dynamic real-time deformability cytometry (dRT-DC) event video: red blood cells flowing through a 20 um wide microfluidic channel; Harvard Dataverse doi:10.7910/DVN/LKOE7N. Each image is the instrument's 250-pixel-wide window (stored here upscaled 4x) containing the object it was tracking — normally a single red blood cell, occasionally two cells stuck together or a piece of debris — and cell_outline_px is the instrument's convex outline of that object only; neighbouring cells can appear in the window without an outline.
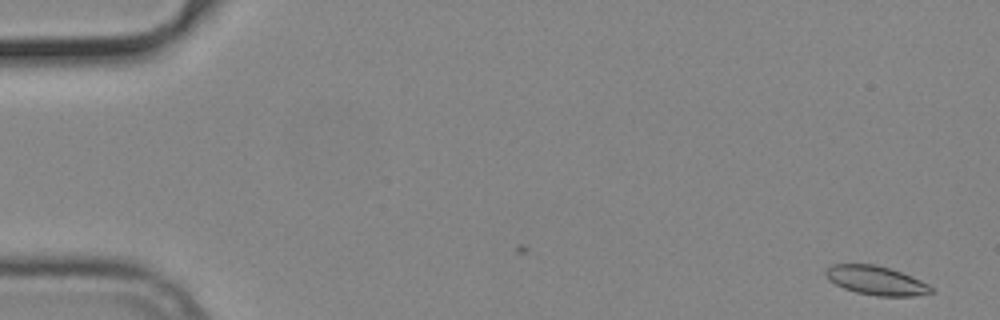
{"species": "common noctule bat (a hibernating species)", "species_latin": "Nyctalus noctula", "temperature_condition": "cold", "stored_images_in_passage": 48, "camera_frame_rate_fps": 3000, "um_per_image_px": 0.085, "animal": {"sex": "male", "body_mass_g": 19.2, "forearm_length_mm": 51.8}, "frame": {"image": 1, "passage_image": 3, "time_ms": 0.667, "image_size_px": [1000, 320], "cell_outline_px": [[936, 292], [912, 296], [876, 296], [856, 292], [844, 288], [828, 280], [824, 276], [824, 272], [832, 264], [876, 264], [912, 276], [928, 284]], "centroid_in_image_um": [74.46, 23.84], "position_along_channel_um": 10.5, "area_um2": 17.8}}
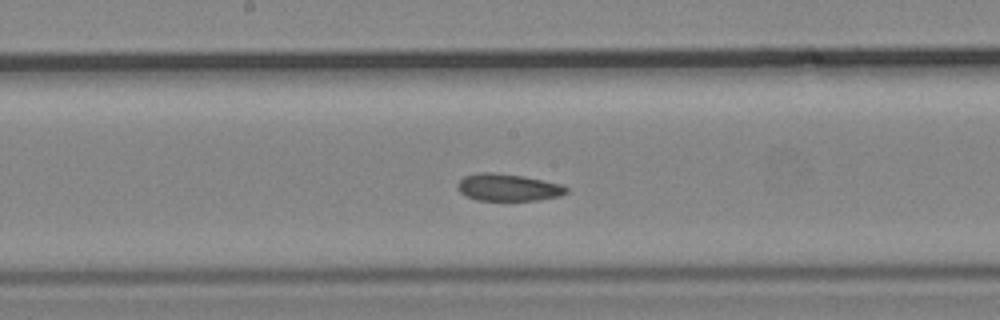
{"frame": {"image": 2, "passage_image": 30, "time_ms": 9.667, "image_size_px": [1000, 320], "cell_outline_px": [[568, 192], [560, 196], [540, 200], [476, 200], [460, 192], [456, 188], [456, 184], [464, 176], [480, 172], [492, 172], [520, 176], [560, 184], [568, 188]], "centroid_in_image_um": [43.16, 15.94], "position_along_channel_um": 205.0, "area_um2": 17.05}}
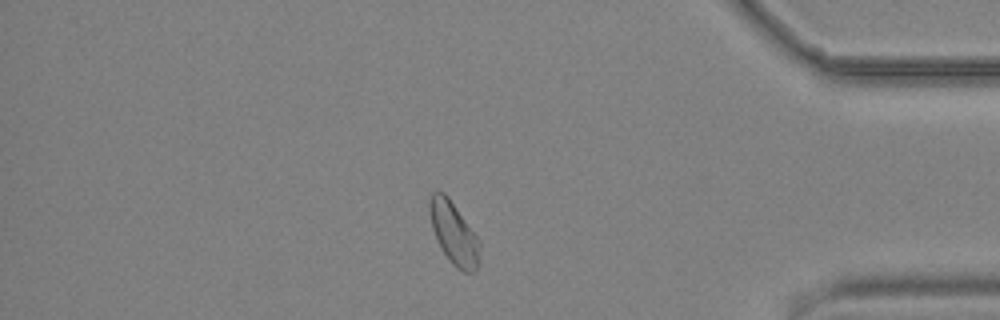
{"frame": {"image": 3, "passage_image": 48, "time_ms": 15.667, "image_size_px": [1000, 320], "cell_outline_px": [[480, 260], [476, 268], [472, 272], [464, 272], [456, 268], [452, 264], [444, 252], [432, 228], [428, 212], [428, 200], [432, 192], [436, 188], [444, 192], [448, 196], [480, 240]], "centroid_in_image_um": [38.56, 19.77], "position_along_channel_um": 396.6, "area_um2": 18.38}, "authors_computed_cell_mechanics": {"area_um2": 17.8024, "velocity_mm_per_s": 3.7409, "shape_relaxation_time_tau1_ms": 6.0523, "shape_relaxation_time_tau2_ms": 2.9915, "deformation_change_tau1": 0.1066, "deformation_change_tau2": 0.0828}}